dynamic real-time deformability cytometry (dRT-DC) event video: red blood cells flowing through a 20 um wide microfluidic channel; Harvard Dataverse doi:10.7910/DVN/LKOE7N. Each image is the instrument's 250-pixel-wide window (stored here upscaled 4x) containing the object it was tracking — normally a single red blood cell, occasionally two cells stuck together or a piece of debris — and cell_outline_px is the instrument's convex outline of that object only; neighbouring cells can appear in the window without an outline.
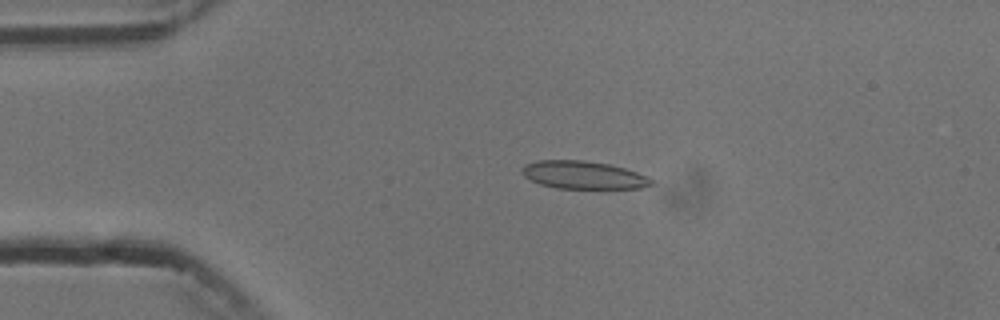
{"species": "common noctule bat (a hibernating species)", "species_latin": "Nyctalus noctula", "temperature_condition": "cold", "stored_images_in_passage": 4, "camera_frame_rate_fps": 3000, "um_per_image_px": 0.085, "animal": {"sex": "male", "body_mass_g": 13.3}, "frame": {"image": 1, "passage_image": 3, "time_ms": 3.333, "image_size_px": [1000, 320], "cell_outline_px": [[652, 184], [644, 188], [556, 188], [540, 184], [524, 176], [524, 164], [536, 160], [584, 160], [608, 164], [624, 168], [648, 176], [652, 180]], "centroid_in_image_um": [49.6, 14.87], "position_along_channel_um": 35.4, "area_um2": 20.81}}